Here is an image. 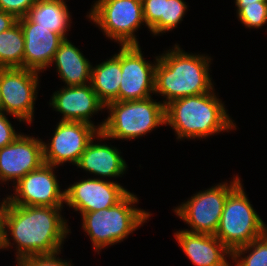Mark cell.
I'll return each mask as SVG.
<instances>
[{"label":"cell","mask_w":267,"mask_h":266,"mask_svg":"<svg viewBox=\"0 0 267 266\" xmlns=\"http://www.w3.org/2000/svg\"><path fill=\"white\" fill-rule=\"evenodd\" d=\"M122 78L119 101L143 100L152 97L155 88L156 63L144 59L139 45H121Z\"/></svg>","instance_id":"cell-12"},{"label":"cell","mask_w":267,"mask_h":266,"mask_svg":"<svg viewBox=\"0 0 267 266\" xmlns=\"http://www.w3.org/2000/svg\"><path fill=\"white\" fill-rule=\"evenodd\" d=\"M237 16L246 28H261L267 23V1L245 5L237 12Z\"/></svg>","instance_id":"cell-25"},{"label":"cell","mask_w":267,"mask_h":266,"mask_svg":"<svg viewBox=\"0 0 267 266\" xmlns=\"http://www.w3.org/2000/svg\"><path fill=\"white\" fill-rule=\"evenodd\" d=\"M266 231L267 225L253 208L240 182L228 194L215 236L233 252Z\"/></svg>","instance_id":"cell-6"},{"label":"cell","mask_w":267,"mask_h":266,"mask_svg":"<svg viewBox=\"0 0 267 266\" xmlns=\"http://www.w3.org/2000/svg\"><path fill=\"white\" fill-rule=\"evenodd\" d=\"M39 72L25 68H0L1 111L31 124L37 100Z\"/></svg>","instance_id":"cell-9"},{"label":"cell","mask_w":267,"mask_h":266,"mask_svg":"<svg viewBox=\"0 0 267 266\" xmlns=\"http://www.w3.org/2000/svg\"><path fill=\"white\" fill-rule=\"evenodd\" d=\"M211 92L187 96L171 101L165 106L166 124L177 135V139H203L236 129L225 109L224 102Z\"/></svg>","instance_id":"cell-3"},{"label":"cell","mask_w":267,"mask_h":266,"mask_svg":"<svg viewBox=\"0 0 267 266\" xmlns=\"http://www.w3.org/2000/svg\"><path fill=\"white\" fill-rule=\"evenodd\" d=\"M50 99V107L63 114L60 121H80L95 126L102 130L104 121L97 126L90 119L93 114L105 109V105L99 100L91 84L82 86H64L55 91Z\"/></svg>","instance_id":"cell-15"},{"label":"cell","mask_w":267,"mask_h":266,"mask_svg":"<svg viewBox=\"0 0 267 266\" xmlns=\"http://www.w3.org/2000/svg\"><path fill=\"white\" fill-rule=\"evenodd\" d=\"M182 251L196 266H231L232 252L215 236L179 230L174 233Z\"/></svg>","instance_id":"cell-17"},{"label":"cell","mask_w":267,"mask_h":266,"mask_svg":"<svg viewBox=\"0 0 267 266\" xmlns=\"http://www.w3.org/2000/svg\"><path fill=\"white\" fill-rule=\"evenodd\" d=\"M183 0H162L161 18L149 29L154 36L166 33L178 26L187 11Z\"/></svg>","instance_id":"cell-24"},{"label":"cell","mask_w":267,"mask_h":266,"mask_svg":"<svg viewBox=\"0 0 267 266\" xmlns=\"http://www.w3.org/2000/svg\"><path fill=\"white\" fill-rule=\"evenodd\" d=\"M143 18L149 29L161 18L162 0H142Z\"/></svg>","instance_id":"cell-28"},{"label":"cell","mask_w":267,"mask_h":266,"mask_svg":"<svg viewBox=\"0 0 267 266\" xmlns=\"http://www.w3.org/2000/svg\"><path fill=\"white\" fill-rule=\"evenodd\" d=\"M44 164L43 141L20 134L11 144L0 148V182L13 185Z\"/></svg>","instance_id":"cell-14"},{"label":"cell","mask_w":267,"mask_h":266,"mask_svg":"<svg viewBox=\"0 0 267 266\" xmlns=\"http://www.w3.org/2000/svg\"><path fill=\"white\" fill-rule=\"evenodd\" d=\"M63 207L21 206L10 204L0 249L16 247V261L34 254L60 251L71 233L62 217ZM13 243L10 242V237Z\"/></svg>","instance_id":"cell-1"},{"label":"cell","mask_w":267,"mask_h":266,"mask_svg":"<svg viewBox=\"0 0 267 266\" xmlns=\"http://www.w3.org/2000/svg\"><path fill=\"white\" fill-rule=\"evenodd\" d=\"M121 78V49L106 61L94 67L92 65L90 84L105 106L119 101Z\"/></svg>","instance_id":"cell-20"},{"label":"cell","mask_w":267,"mask_h":266,"mask_svg":"<svg viewBox=\"0 0 267 266\" xmlns=\"http://www.w3.org/2000/svg\"><path fill=\"white\" fill-rule=\"evenodd\" d=\"M6 116L7 114L0 111V148L11 144L21 134L15 131Z\"/></svg>","instance_id":"cell-29"},{"label":"cell","mask_w":267,"mask_h":266,"mask_svg":"<svg viewBox=\"0 0 267 266\" xmlns=\"http://www.w3.org/2000/svg\"><path fill=\"white\" fill-rule=\"evenodd\" d=\"M17 20L13 14L0 10V33L9 30Z\"/></svg>","instance_id":"cell-31"},{"label":"cell","mask_w":267,"mask_h":266,"mask_svg":"<svg viewBox=\"0 0 267 266\" xmlns=\"http://www.w3.org/2000/svg\"><path fill=\"white\" fill-rule=\"evenodd\" d=\"M96 139L103 141L104 134L99 132L89 142L76 164L77 168L101 176L100 178H116L124 175L128 167L119 149L111 146V144L110 146L101 144L100 141L95 143Z\"/></svg>","instance_id":"cell-18"},{"label":"cell","mask_w":267,"mask_h":266,"mask_svg":"<svg viewBox=\"0 0 267 266\" xmlns=\"http://www.w3.org/2000/svg\"><path fill=\"white\" fill-rule=\"evenodd\" d=\"M10 204H11L10 195H7V197L3 198L2 202H0V247L3 242L6 215H7Z\"/></svg>","instance_id":"cell-30"},{"label":"cell","mask_w":267,"mask_h":266,"mask_svg":"<svg viewBox=\"0 0 267 266\" xmlns=\"http://www.w3.org/2000/svg\"><path fill=\"white\" fill-rule=\"evenodd\" d=\"M37 0H0V10L13 14L17 19L27 15Z\"/></svg>","instance_id":"cell-27"},{"label":"cell","mask_w":267,"mask_h":266,"mask_svg":"<svg viewBox=\"0 0 267 266\" xmlns=\"http://www.w3.org/2000/svg\"><path fill=\"white\" fill-rule=\"evenodd\" d=\"M64 190L65 204L81 215L110 208L130 192L114 181L99 177L79 180Z\"/></svg>","instance_id":"cell-13"},{"label":"cell","mask_w":267,"mask_h":266,"mask_svg":"<svg viewBox=\"0 0 267 266\" xmlns=\"http://www.w3.org/2000/svg\"><path fill=\"white\" fill-rule=\"evenodd\" d=\"M259 1H267V0H235V5L237 7L236 12H238L245 5L257 4V2Z\"/></svg>","instance_id":"cell-32"},{"label":"cell","mask_w":267,"mask_h":266,"mask_svg":"<svg viewBox=\"0 0 267 266\" xmlns=\"http://www.w3.org/2000/svg\"><path fill=\"white\" fill-rule=\"evenodd\" d=\"M231 258L235 266H267V231L249 244L235 249Z\"/></svg>","instance_id":"cell-23"},{"label":"cell","mask_w":267,"mask_h":266,"mask_svg":"<svg viewBox=\"0 0 267 266\" xmlns=\"http://www.w3.org/2000/svg\"><path fill=\"white\" fill-rule=\"evenodd\" d=\"M109 115L101 133L104 139L133 140L166 124L165 106L152 97L143 100L114 101L105 106Z\"/></svg>","instance_id":"cell-5"},{"label":"cell","mask_w":267,"mask_h":266,"mask_svg":"<svg viewBox=\"0 0 267 266\" xmlns=\"http://www.w3.org/2000/svg\"><path fill=\"white\" fill-rule=\"evenodd\" d=\"M100 131L93 125L80 121H59L50 143L43 142L44 163L60 166L76 165L89 142Z\"/></svg>","instance_id":"cell-10"},{"label":"cell","mask_w":267,"mask_h":266,"mask_svg":"<svg viewBox=\"0 0 267 266\" xmlns=\"http://www.w3.org/2000/svg\"><path fill=\"white\" fill-rule=\"evenodd\" d=\"M138 202L136 195L129 192L110 208L81 215L82 228L89 236L95 252L99 254L106 246L120 243L149 220L152 214L136 208Z\"/></svg>","instance_id":"cell-4"},{"label":"cell","mask_w":267,"mask_h":266,"mask_svg":"<svg viewBox=\"0 0 267 266\" xmlns=\"http://www.w3.org/2000/svg\"><path fill=\"white\" fill-rule=\"evenodd\" d=\"M59 254L61 250L51 254L28 255L18 260L17 266H73L72 261L61 259Z\"/></svg>","instance_id":"cell-26"},{"label":"cell","mask_w":267,"mask_h":266,"mask_svg":"<svg viewBox=\"0 0 267 266\" xmlns=\"http://www.w3.org/2000/svg\"><path fill=\"white\" fill-rule=\"evenodd\" d=\"M0 111H1V93H0Z\"/></svg>","instance_id":"cell-33"},{"label":"cell","mask_w":267,"mask_h":266,"mask_svg":"<svg viewBox=\"0 0 267 266\" xmlns=\"http://www.w3.org/2000/svg\"><path fill=\"white\" fill-rule=\"evenodd\" d=\"M24 38L23 68L44 72L51 67L55 53L64 38L48 28L38 27L26 16L18 18Z\"/></svg>","instance_id":"cell-16"},{"label":"cell","mask_w":267,"mask_h":266,"mask_svg":"<svg viewBox=\"0 0 267 266\" xmlns=\"http://www.w3.org/2000/svg\"><path fill=\"white\" fill-rule=\"evenodd\" d=\"M155 58L154 93L165 98L164 106L173 100L205 94L214 89L209 73L210 56L187 53L176 43L172 49Z\"/></svg>","instance_id":"cell-2"},{"label":"cell","mask_w":267,"mask_h":266,"mask_svg":"<svg viewBox=\"0 0 267 266\" xmlns=\"http://www.w3.org/2000/svg\"><path fill=\"white\" fill-rule=\"evenodd\" d=\"M241 182L236 175L233 181L215 184L207 190L199 191L186 202L175 207L174 212L182 219L191 233L215 235L228 194Z\"/></svg>","instance_id":"cell-8"},{"label":"cell","mask_w":267,"mask_h":266,"mask_svg":"<svg viewBox=\"0 0 267 266\" xmlns=\"http://www.w3.org/2000/svg\"><path fill=\"white\" fill-rule=\"evenodd\" d=\"M69 13L65 0H37L26 17L38 27L48 28L66 39L72 23Z\"/></svg>","instance_id":"cell-21"},{"label":"cell","mask_w":267,"mask_h":266,"mask_svg":"<svg viewBox=\"0 0 267 266\" xmlns=\"http://www.w3.org/2000/svg\"><path fill=\"white\" fill-rule=\"evenodd\" d=\"M87 14L109 39L121 45H139L135 35L144 25L142 0H97Z\"/></svg>","instance_id":"cell-7"},{"label":"cell","mask_w":267,"mask_h":266,"mask_svg":"<svg viewBox=\"0 0 267 266\" xmlns=\"http://www.w3.org/2000/svg\"><path fill=\"white\" fill-rule=\"evenodd\" d=\"M53 63L58 76L66 86H82L90 83L92 64L67 38L56 51Z\"/></svg>","instance_id":"cell-19"},{"label":"cell","mask_w":267,"mask_h":266,"mask_svg":"<svg viewBox=\"0 0 267 266\" xmlns=\"http://www.w3.org/2000/svg\"><path fill=\"white\" fill-rule=\"evenodd\" d=\"M25 38L17 22L0 33V68H23Z\"/></svg>","instance_id":"cell-22"},{"label":"cell","mask_w":267,"mask_h":266,"mask_svg":"<svg viewBox=\"0 0 267 266\" xmlns=\"http://www.w3.org/2000/svg\"><path fill=\"white\" fill-rule=\"evenodd\" d=\"M56 166L43 164L19 179L10 195L11 204L21 206L63 207L65 190L61 191L55 175Z\"/></svg>","instance_id":"cell-11"}]
</instances>
